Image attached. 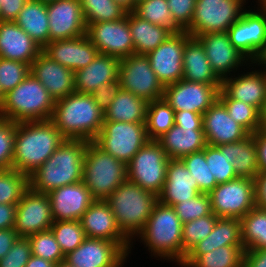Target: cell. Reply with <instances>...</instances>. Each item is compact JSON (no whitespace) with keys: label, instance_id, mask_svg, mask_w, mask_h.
<instances>
[{"label":"cell","instance_id":"20","mask_svg":"<svg viewBox=\"0 0 266 267\" xmlns=\"http://www.w3.org/2000/svg\"><path fill=\"white\" fill-rule=\"evenodd\" d=\"M197 38L203 45L213 72L221 81L234 75L241 66L245 72L249 68L251 62L233 46L227 33H205Z\"/></svg>","mask_w":266,"mask_h":267},{"label":"cell","instance_id":"56","mask_svg":"<svg viewBox=\"0 0 266 267\" xmlns=\"http://www.w3.org/2000/svg\"><path fill=\"white\" fill-rule=\"evenodd\" d=\"M28 0H0V21H15Z\"/></svg>","mask_w":266,"mask_h":267},{"label":"cell","instance_id":"61","mask_svg":"<svg viewBox=\"0 0 266 267\" xmlns=\"http://www.w3.org/2000/svg\"><path fill=\"white\" fill-rule=\"evenodd\" d=\"M19 235L14 228L0 230V259H2L17 241Z\"/></svg>","mask_w":266,"mask_h":267},{"label":"cell","instance_id":"70","mask_svg":"<svg viewBox=\"0 0 266 267\" xmlns=\"http://www.w3.org/2000/svg\"><path fill=\"white\" fill-rule=\"evenodd\" d=\"M40 1L45 2V3H48L50 1H55V0H40Z\"/></svg>","mask_w":266,"mask_h":267},{"label":"cell","instance_id":"17","mask_svg":"<svg viewBox=\"0 0 266 267\" xmlns=\"http://www.w3.org/2000/svg\"><path fill=\"white\" fill-rule=\"evenodd\" d=\"M249 67H252L249 72L238 71L237 76L234 74V77L222 80L218 99H235L261 111L266 104V70L254 62ZM258 67L260 68L255 69Z\"/></svg>","mask_w":266,"mask_h":267},{"label":"cell","instance_id":"48","mask_svg":"<svg viewBox=\"0 0 266 267\" xmlns=\"http://www.w3.org/2000/svg\"><path fill=\"white\" fill-rule=\"evenodd\" d=\"M32 255L49 260L56 265L65 259L51 230L42 231L28 237Z\"/></svg>","mask_w":266,"mask_h":267},{"label":"cell","instance_id":"43","mask_svg":"<svg viewBox=\"0 0 266 267\" xmlns=\"http://www.w3.org/2000/svg\"><path fill=\"white\" fill-rule=\"evenodd\" d=\"M28 188V175L13 168L0 170V204L17 205Z\"/></svg>","mask_w":266,"mask_h":267},{"label":"cell","instance_id":"1","mask_svg":"<svg viewBox=\"0 0 266 267\" xmlns=\"http://www.w3.org/2000/svg\"><path fill=\"white\" fill-rule=\"evenodd\" d=\"M65 140L50 120L16 123L12 168L29 176L48 160Z\"/></svg>","mask_w":266,"mask_h":267},{"label":"cell","instance_id":"5","mask_svg":"<svg viewBox=\"0 0 266 267\" xmlns=\"http://www.w3.org/2000/svg\"><path fill=\"white\" fill-rule=\"evenodd\" d=\"M121 232L132 242L143 230L158 196L130 182H123L105 200Z\"/></svg>","mask_w":266,"mask_h":267},{"label":"cell","instance_id":"23","mask_svg":"<svg viewBox=\"0 0 266 267\" xmlns=\"http://www.w3.org/2000/svg\"><path fill=\"white\" fill-rule=\"evenodd\" d=\"M47 195L51 202L54 221H80L83 213L95 201L83 181L56 188Z\"/></svg>","mask_w":266,"mask_h":267},{"label":"cell","instance_id":"12","mask_svg":"<svg viewBox=\"0 0 266 267\" xmlns=\"http://www.w3.org/2000/svg\"><path fill=\"white\" fill-rule=\"evenodd\" d=\"M208 195L217 217L241 219L256 207L254 179L251 178L237 177L218 184Z\"/></svg>","mask_w":266,"mask_h":267},{"label":"cell","instance_id":"27","mask_svg":"<svg viewBox=\"0 0 266 267\" xmlns=\"http://www.w3.org/2000/svg\"><path fill=\"white\" fill-rule=\"evenodd\" d=\"M42 48L14 21H0V57L31 65Z\"/></svg>","mask_w":266,"mask_h":267},{"label":"cell","instance_id":"18","mask_svg":"<svg viewBox=\"0 0 266 267\" xmlns=\"http://www.w3.org/2000/svg\"><path fill=\"white\" fill-rule=\"evenodd\" d=\"M190 37L186 31L173 33L156 49L146 54L151 68L163 86L183 78V51Z\"/></svg>","mask_w":266,"mask_h":267},{"label":"cell","instance_id":"21","mask_svg":"<svg viewBox=\"0 0 266 267\" xmlns=\"http://www.w3.org/2000/svg\"><path fill=\"white\" fill-rule=\"evenodd\" d=\"M49 18V42L72 39L86 34V22L79 0H55L46 3Z\"/></svg>","mask_w":266,"mask_h":267},{"label":"cell","instance_id":"64","mask_svg":"<svg viewBox=\"0 0 266 267\" xmlns=\"http://www.w3.org/2000/svg\"><path fill=\"white\" fill-rule=\"evenodd\" d=\"M127 12H133V0H114Z\"/></svg>","mask_w":266,"mask_h":267},{"label":"cell","instance_id":"46","mask_svg":"<svg viewBox=\"0 0 266 267\" xmlns=\"http://www.w3.org/2000/svg\"><path fill=\"white\" fill-rule=\"evenodd\" d=\"M191 176L196 179L200 193L209 194L218 184L211 177L209 165L205 159L204 149L184 156L182 159Z\"/></svg>","mask_w":266,"mask_h":267},{"label":"cell","instance_id":"51","mask_svg":"<svg viewBox=\"0 0 266 267\" xmlns=\"http://www.w3.org/2000/svg\"><path fill=\"white\" fill-rule=\"evenodd\" d=\"M16 122L0 118V170L12 168Z\"/></svg>","mask_w":266,"mask_h":267},{"label":"cell","instance_id":"2","mask_svg":"<svg viewBox=\"0 0 266 267\" xmlns=\"http://www.w3.org/2000/svg\"><path fill=\"white\" fill-rule=\"evenodd\" d=\"M182 228L183 223L174 208L158 201L145 227L132 241V247L140 239L151 257L179 266L183 261Z\"/></svg>","mask_w":266,"mask_h":267},{"label":"cell","instance_id":"6","mask_svg":"<svg viewBox=\"0 0 266 267\" xmlns=\"http://www.w3.org/2000/svg\"><path fill=\"white\" fill-rule=\"evenodd\" d=\"M55 100L31 73L4 95L0 118L18 122L50 120Z\"/></svg>","mask_w":266,"mask_h":267},{"label":"cell","instance_id":"65","mask_svg":"<svg viewBox=\"0 0 266 267\" xmlns=\"http://www.w3.org/2000/svg\"><path fill=\"white\" fill-rule=\"evenodd\" d=\"M258 63L266 70V51L264 52Z\"/></svg>","mask_w":266,"mask_h":267},{"label":"cell","instance_id":"54","mask_svg":"<svg viewBox=\"0 0 266 267\" xmlns=\"http://www.w3.org/2000/svg\"><path fill=\"white\" fill-rule=\"evenodd\" d=\"M120 90L121 83L118 79L110 83L102 84L91 95L94 102L105 112Z\"/></svg>","mask_w":266,"mask_h":267},{"label":"cell","instance_id":"11","mask_svg":"<svg viewBox=\"0 0 266 267\" xmlns=\"http://www.w3.org/2000/svg\"><path fill=\"white\" fill-rule=\"evenodd\" d=\"M149 141L145 123L103 121L94 142L114 158L128 164Z\"/></svg>","mask_w":266,"mask_h":267},{"label":"cell","instance_id":"63","mask_svg":"<svg viewBox=\"0 0 266 267\" xmlns=\"http://www.w3.org/2000/svg\"><path fill=\"white\" fill-rule=\"evenodd\" d=\"M258 131L266 133V105L260 111V126Z\"/></svg>","mask_w":266,"mask_h":267},{"label":"cell","instance_id":"58","mask_svg":"<svg viewBox=\"0 0 266 267\" xmlns=\"http://www.w3.org/2000/svg\"><path fill=\"white\" fill-rule=\"evenodd\" d=\"M243 267H266V249L245 250Z\"/></svg>","mask_w":266,"mask_h":267},{"label":"cell","instance_id":"36","mask_svg":"<svg viewBox=\"0 0 266 267\" xmlns=\"http://www.w3.org/2000/svg\"><path fill=\"white\" fill-rule=\"evenodd\" d=\"M243 245L218 247L200 256H185L180 267H243Z\"/></svg>","mask_w":266,"mask_h":267},{"label":"cell","instance_id":"9","mask_svg":"<svg viewBox=\"0 0 266 267\" xmlns=\"http://www.w3.org/2000/svg\"><path fill=\"white\" fill-rule=\"evenodd\" d=\"M245 9L241 17L227 30L230 42L251 63H258L266 51V9Z\"/></svg>","mask_w":266,"mask_h":267},{"label":"cell","instance_id":"24","mask_svg":"<svg viewBox=\"0 0 266 267\" xmlns=\"http://www.w3.org/2000/svg\"><path fill=\"white\" fill-rule=\"evenodd\" d=\"M42 52L73 72L87 67L99 53L86 34L72 39L50 41Z\"/></svg>","mask_w":266,"mask_h":267},{"label":"cell","instance_id":"19","mask_svg":"<svg viewBox=\"0 0 266 267\" xmlns=\"http://www.w3.org/2000/svg\"><path fill=\"white\" fill-rule=\"evenodd\" d=\"M128 255L116 242L86 238L64 261L73 267H124Z\"/></svg>","mask_w":266,"mask_h":267},{"label":"cell","instance_id":"62","mask_svg":"<svg viewBox=\"0 0 266 267\" xmlns=\"http://www.w3.org/2000/svg\"><path fill=\"white\" fill-rule=\"evenodd\" d=\"M55 263L40 257L31 255L25 267H55Z\"/></svg>","mask_w":266,"mask_h":267},{"label":"cell","instance_id":"29","mask_svg":"<svg viewBox=\"0 0 266 267\" xmlns=\"http://www.w3.org/2000/svg\"><path fill=\"white\" fill-rule=\"evenodd\" d=\"M120 59L98 53L85 68L74 72L75 92L92 94L99 86L118 80Z\"/></svg>","mask_w":266,"mask_h":267},{"label":"cell","instance_id":"10","mask_svg":"<svg viewBox=\"0 0 266 267\" xmlns=\"http://www.w3.org/2000/svg\"><path fill=\"white\" fill-rule=\"evenodd\" d=\"M248 2L249 0H197L191 25L185 31L192 37L205 33H227L241 17Z\"/></svg>","mask_w":266,"mask_h":267},{"label":"cell","instance_id":"44","mask_svg":"<svg viewBox=\"0 0 266 267\" xmlns=\"http://www.w3.org/2000/svg\"><path fill=\"white\" fill-rule=\"evenodd\" d=\"M50 230L64 256L75 250L87 238L78 220L53 221Z\"/></svg>","mask_w":266,"mask_h":267},{"label":"cell","instance_id":"35","mask_svg":"<svg viewBox=\"0 0 266 267\" xmlns=\"http://www.w3.org/2000/svg\"><path fill=\"white\" fill-rule=\"evenodd\" d=\"M128 25L134 43L135 54L146 55L156 49L172 34L164 27L141 19L134 12H128Z\"/></svg>","mask_w":266,"mask_h":267},{"label":"cell","instance_id":"37","mask_svg":"<svg viewBox=\"0 0 266 267\" xmlns=\"http://www.w3.org/2000/svg\"><path fill=\"white\" fill-rule=\"evenodd\" d=\"M229 156L238 177L254 179L258 175L257 149L253 134L241 141L229 143Z\"/></svg>","mask_w":266,"mask_h":267},{"label":"cell","instance_id":"22","mask_svg":"<svg viewBox=\"0 0 266 267\" xmlns=\"http://www.w3.org/2000/svg\"><path fill=\"white\" fill-rule=\"evenodd\" d=\"M80 222L87 238L116 242L131 254L132 242L119 229L115 216L105 200H95L83 213Z\"/></svg>","mask_w":266,"mask_h":267},{"label":"cell","instance_id":"8","mask_svg":"<svg viewBox=\"0 0 266 267\" xmlns=\"http://www.w3.org/2000/svg\"><path fill=\"white\" fill-rule=\"evenodd\" d=\"M170 158L157 140H149L127 164L128 181L152 192L161 193Z\"/></svg>","mask_w":266,"mask_h":267},{"label":"cell","instance_id":"15","mask_svg":"<svg viewBox=\"0 0 266 267\" xmlns=\"http://www.w3.org/2000/svg\"><path fill=\"white\" fill-rule=\"evenodd\" d=\"M54 218L51 202L46 193L36 192L30 187L16 205L14 229L19 237L28 238L50 230Z\"/></svg>","mask_w":266,"mask_h":267},{"label":"cell","instance_id":"41","mask_svg":"<svg viewBox=\"0 0 266 267\" xmlns=\"http://www.w3.org/2000/svg\"><path fill=\"white\" fill-rule=\"evenodd\" d=\"M86 25L104 21H117L127 15V11L114 0H79Z\"/></svg>","mask_w":266,"mask_h":267},{"label":"cell","instance_id":"34","mask_svg":"<svg viewBox=\"0 0 266 267\" xmlns=\"http://www.w3.org/2000/svg\"><path fill=\"white\" fill-rule=\"evenodd\" d=\"M147 107L145 99L121 89L104 112V121L145 123Z\"/></svg>","mask_w":266,"mask_h":267},{"label":"cell","instance_id":"57","mask_svg":"<svg viewBox=\"0 0 266 267\" xmlns=\"http://www.w3.org/2000/svg\"><path fill=\"white\" fill-rule=\"evenodd\" d=\"M255 204L259 209H266V172H259L254 178Z\"/></svg>","mask_w":266,"mask_h":267},{"label":"cell","instance_id":"25","mask_svg":"<svg viewBox=\"0 0 266 267\" xmlns=\"http://www.w3.org/2000/svg\"><path fill=\"white\" fill-rule=\"evenodd\" d=\"M203 116V131L206 142L211 146L238 142L249 133L228 114L224 104L217 99Z\"/></svg>","mask_w":266,"mask_h":267},{"label":"cell","instance_id":"39","mask_svg":"<svg viewBox=\"0 0 266 267\" xmlns=\"http://www.w3.org/2000/svg\"><path fill=\"white\" fill-rule=\"evenodd\" d=\"M175 111L164 98L148 102L146 133L149 140H157L175 125Z\"/></svg>","mask_w":266,"mask_h":267},{"label":"cell","instance_id":"4","mask_svg":"<svg viewBox=\"0 0 266 267\" xmlns=\"http://www.w3.org/2000/svg\"><path fill=\"white\" fill-rule=\"evenodd\" d=\"M88 141L66 139L38 169L29 175V187L48 194L65 185L82 181Z\"/></svg>","mask_w":266,"mask_h":267},{"label":"cell","instance_id":"55","mask_svg":"<svg viewBox=\"0 0 266 267\" xmlns=\"http://www.w3.org/2000/svg\"><path fill=\"white\" fill-rule=\"evenodd\" d=\"M175 125L185 130H203L202 114L190 111H175Z\"/></svg>","mask_w":266,"mask_h":267},{"label":"cell","instance_id":"42","mask_svg":"<svg viewBox=\"0 0 266 267\" xmlns=\"http://www.w3.org/2000/svg\"><path fill=\"white\" fill-rule=\"evenodd\" d=\"M138 17L168 29L172 34L182 30L174 23L167 0H147L135 7Z\"/></svg>","mask_w":266,"mask_h":267},{"label":"cell","instance_id":"67","mask_svg":"<svg viewBox=\"0 0 266 267\" xmlns=\"http://www.w3.org/2000/svg\"><path fill=\"white\" fill-rule=\"evenodd\" d=\"M144 1H147V0H133V11L135 10V7L138 4H140V3L144 2Z\"/></svg>","mask_w":266,"mask_h":267},{"label":"cell","instance_id":"60","mask_svg":"<svg viewBox=\"0 0 266 267\" xmlns=\"http://www.w3.org/2000/svg\"><path fill=\"white\" fill-rule=\"evenodd\" d=\"M15 215V204H0V230L14 228Z\"/></svg>","mask_w":266,"mask_h":267},{"label":"cell","instance_id":"3","mask_svg":"<svg viewBox=\"0 0 266 267\" xmlns=\"http://www.w3.org/2000/svg\"><path fill=\"white\" fill-rule=\"evenodd\" d=\"M50 121L69 140L94 141L104 121V112L91 94L71 93L55 101Z\"/></svg>","mask_w":266,"mask_h":267},{"label":"cell","instance_id":"14","mask_svg":"<svg viewBox=\"0 0 266 267\" xmlns=\"http://www.w3.org/2000/svg\"><path fill=\"white\" fill-rule=\"evenodd\" d=\"M221 84H205L181 79L164 86L163 98L174 111L204 114L218 99Z\"/></svg>","mask_w":266,"mask_h":267},{"label":"cell","instance_id":"49","mask_svg":"<svg viewBox=\"0 0 266 267\" xmlns=\"http://www.w3.org/2000/svg\"><path fill=\"white\" fill-rule=\"evenodd\" d=\"M182 223L193 221L212 214V205L208 194L197 196L172 206Z\"/></svg>","mask_w":266,"mask_h":267},{"label":"cell","instance_id":"32","mask_svg":"<svg viewBox=\"0 0 266 267\" xmlns=\"http://www.w3.org/2000/svg\"><path fill=\"white\" fill-rule=\"evenodd\" d=\"M228 245H243L240 219L218 217L212 232L195 245L186 256H200L218 247Z\"/></svg>","mask_w":266,"mask_h":267},{"label":"cell","instance_id":"53","mask_svg":"<svg viewBox=\"0 0 266 267\" xmlns=\"http://www.w3.org/2000/svg\"><path fill=\"white\" fill-rule=\"evenodd\" d=\"M197 0H167L174 23L185 31L192 22Z\"/></svg>","mask_w":266,"mask_h":267},{"label":"cell","instance_id":"26","mask_svg":"<svg viewBox=\"0 0 266 267\" xmlns=\"http://www.w3.org/2000/svg\"><path fill=\"white\" fill-rule=\"evenodd\" d=\"M30 73L57 101L75 92L74 72L41 52L30 65Z\"/></svg>","mask_w":266,"mask_h":267},{"label":"cell","instance_id":"59","mask_svg":"<svg viewBox=\"0 0 266 267\" xmlns=\"http://www.w3.org/2000/svg\"><path fill=\"white\" fill-rule=\"evenodd\" d=\"M257 149L259 172H266V133L257 131L253 133Z\"/></svg>","mask_w":266,"mask_h":267},{"label":"cell","instance_id":"66","mask_svg":"<svg viewBox=\"0 0 266 267\" xmlns=\"http://www.w3.org/2000/svg\"><path fill=\"white\" fill-rule=\"evenodd\" d=\"M55 267H73L72 265L68 264L67 262H65L64 260L61 261L60 263H58L57 265H55Z\"/></svg>","mask_w":266,"mask_h":267},{"label":"cell","instance_id":"52","mask_svg":"<svg viewBox=\"0 0 266 267\" xmlns=\"http://www.w3.org/2000/svg\"><path fill=\"white\" fill-rule=\"evenodd\" d=\"M31 255L29 239L19 237L10 251L0 259V267H25Z\"/></svg>","mask_w":266,"mask_h":267},{"label":"cell","instance_id":"45","mask_svg":"<svg viewBox=\"0 0 266 267\" xmlns=\"http://www.w3.org/2000/svg\"><path fill=\"white\" fill-rule=\"evenodd\" d=\"M218 217L212 213L205 217L183 223L182 243L183 260L186 254L200 241L204 240L213 230Z\"/></svg>","mask_w":266,"mask_h":267},{"label":"cell","instance_id":"7","mask_svg":"<svg viewBox=\"0 0 266 267\" xmlns=\"http://www.w3.org/2000/svg\"><path fill=\"white\" fill-rule=\"evenodd\" d=\"M127 180L126 164L102 150L94 141L88 142L82 181L95 200H106Z\"/></svg>","mask_w":266,"mask_h":267},{"label":"cell","instance_id":"13","mask_svg":"<svg viewBox=\"0 0 266 267\" xmlns=\"http://www.w3.org/2000/svg\"><path fill=\"white\" fill-rule=\"evenodd\" d=\"M118 79L121 89L147 102L163 98L164 86L158 80L148 57L144 54H131L120 59Z\"/></svg>","mask_w":266,"mask_h":267},{"label":"cell","instance_id":"30","mask_svg":"<svg viewBox=\"0 0 266 267\" xmlns=\"http://www.w3.org/2000/svg\"><path fill=\"white\" fill-rule=\"evenodd\" d=\"M188 81L221 84L213 72L202 43L197 37H190L183 51V78Z\"/></svg>","mask_w":266,"mask_h":267},{"label":"cell","instance_id":"50","mask_svg":"<svg viewBox=\"0 0 266 267\" xmlns=\"http://www.w3.org/2000/svg\"><path fill=\"white\" fill-rule=\"evenodd\" d=\"M30 74V65L0 57V89L5 95Z\"/></svg>","mask_w":266,"mask_h":267},{"label":"cell","instance_id":"68","mask_svg":"<svg viewBox=\"0 0 266 267\" xmlns=\"http://www.w3.org/2000/svg\"><path fill=\"white\" fill-rule=\"evenodd\" d=\"M3 101H4V94L0 89V108L2 107Z\"/></svg>","mask_w":266,"mask_h":267},{"label":"cell","instance_id":"28","mask_svg":"<svg viewBox=\"0 0 266 267\" xmlns=\"http://www.w3.org/2000/svg\"><path fill=\"white\" fill-rule=\"evenodd\" d=\"M200 193L196 179L191 176L181 159H170L166 168V180L158 201L173 206Z\"/></svg>","mask_w":266,"mask_h":267},{"label":"cell","instance_id":"40","mask_svg":"<svg viewBox=\"0 0 266 267\" xmlns=\"http://www.w3.org/2000/svg\"><path fill=\"white\" fill-rule=\"evenodd\" d=\"M205 159L217 184L229 182L238 176L231 164L229 156V143L218 146L206 145L204 148Z\"/></svg>","mask_w":266,"mask_h":267},{"label":"cell","instance_id":"33","mask_svg":"<svg viewBox=\"0 0 266 267\" xmlns=\"http://www.w3.org/2000/svg\"><path fill=\"white\" fill-rule=\"evenodd\" d=\"M14 22L42 49L49 43V18L45 2L28 0Z\"/></svg>","mask_w":266,"mask_h":267},{"label":"cell","instance_id":"38","mask_svg":"<svg viewBox=\"0 0 266 267\" xmlns=\"http://www.w3.org/2000/svg\"><path fill=\"white\" fill-rule=\"evenodd\" d=\"M240 223L244 249H266V209L253 208Z\"/></svg>","mask_w":266,"mask_h":267},{"label":"cell","instance_id":"47","mask_svg":"<svg viewBox=\"0 0 266 267\" xmlns=\"http://www.w3.org/2000/svg\"><path fill=\"white\" fill-rule=\"evenodd\" d=\"M225 106L230 117L240 124L249 134L258 131L260 111L249 104L235 99H219Z\"/></svg>","mask_w":266,"mask_h":267},{"label":"cell","instance_id":"31","mask_svg":"<svg viewBox=\"0 0 266 267\" xmlns=\"http://www.w3.org/2000/svg\"><path fill=\"white\" fill-rule=\"evenodd\" d=\"M170 159H182L188 154L201 151L207 145L203 130H185L174 125L157 139Z\"/></svg>","mask_w":266,"mask_h":267},{"label":"cell","instance_id":"69","mask_svg":"<svg viewBox=\"0 0 266 267\" xmlns=\"http://www.w3.org/2000/svg\"><path fill=\"white\" fill-rule=\"evenodd\" d=\"M266 9V0H257Z\"/></svg>","mask_w":266,"mask_h":267},{"label":"cell","instance_id":"16","mask_svg":"<svg viewBox=\"0 0 266 267\" xmlns=\"http://www.w3.org/2000/svg\"><path fill=\"white\" fill-rule=\"evenodd\" d=\"M86 35L101 54L122 59L135 54L134 43L128 25V12L117 21L89 23Z\"/></svg>","mask_w":266,"mask_h":267}]
</instances>
